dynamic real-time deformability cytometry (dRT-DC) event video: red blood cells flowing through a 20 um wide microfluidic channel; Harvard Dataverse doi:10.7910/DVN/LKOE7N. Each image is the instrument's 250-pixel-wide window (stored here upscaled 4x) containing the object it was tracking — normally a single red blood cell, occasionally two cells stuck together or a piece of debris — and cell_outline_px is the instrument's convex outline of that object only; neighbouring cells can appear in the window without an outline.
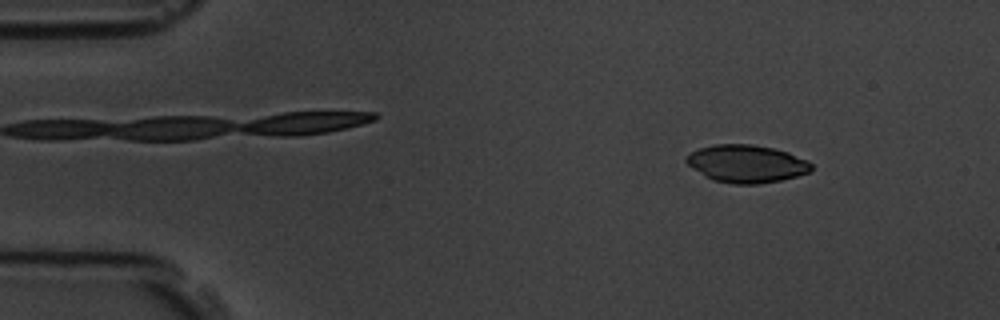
{"species": "common noctule bat (a hibernating species)", "species_latin": "Nyctalus noctula", "temperature_condition": "room temperature", "stored_images_in_passage": 7, "camera_frame_rate_fps": 3000, "um_per_image_px": 0.085, "animal": {"sex": "male", "body_mass_g": 19.5, "forearm_length_mm": 54.6}, "frame": {"image": 1, "passage_image": 1, "time_ms": 0.0, "image_size_px": [1000, 320], "cell_outline_px": [[812, 168], [808, 172], [796, 176], [780, 180], [760, 184], [732, 184], [712, 180], [704, 176], [692, 168], [684, 160], [692, 152], [700, 148], [712, 144], [752, 144], [772, 148], [788, 152], [808, 160], [812, 164]], "centroid_in_image_um": [63.44, 13.92], "position_along_channel_um": 21.6, "area_um2": 27.46}}